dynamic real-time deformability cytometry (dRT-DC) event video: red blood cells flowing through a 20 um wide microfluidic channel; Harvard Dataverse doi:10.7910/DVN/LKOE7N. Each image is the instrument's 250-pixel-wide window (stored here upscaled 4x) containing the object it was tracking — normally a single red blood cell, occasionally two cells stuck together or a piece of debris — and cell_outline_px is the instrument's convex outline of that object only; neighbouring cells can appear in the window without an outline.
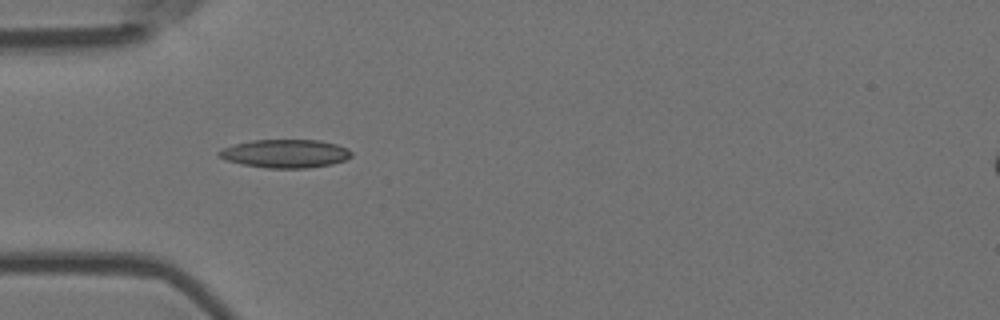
{"species": "Egyptian fruit bat (a non-hibernating species)", "species_latin": "Rousettus aegyptiacus", "temperature_condition": "room temperature", "stored_images_in_passage": 2, "camera_frame_rate_fps": 3000, "um_per_image_px": 0.085, "animal": {"sex": "female"}, "frame": {"image": 1, "passage_image": 1, "time_ms": 0.0, "image_size_px": [1000, 320], "cell_outline_px": [[352, 156], [344, 160], [332, 164], [308, 168], [268, 168], [244, 164], [228, 160], [220, 156], [216, 152], [220, 148], [232, 144], [252, 140], [320, 140], [336, 144], [348, 148], [352, 152]], "centroid_in_image_um": [24.25, 13.04], "position_along_channel_um": 60.7, "area_um2": 21.91}}
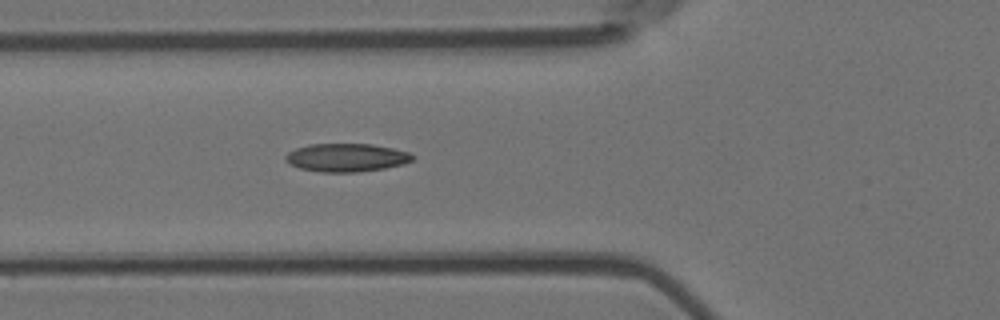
{"frame": {"image": 2, "passage_image": 2, "time_ms": 0.333, "image_size_px": [1000, 320], "cell_outline_px": [[416, 156], [412, 160], [404, 164], [384, 168], [360, 172], [320, 172], [300, 168], [284, 160], [284, 156], [288, 152], [296, 148], [308, 144], [372, 144], [392, 148], [408, 152]], "centroid_in_image_um": [29.45, 13.39], "position_along_channel_um": 96.4, "area_um2": 20.92}}